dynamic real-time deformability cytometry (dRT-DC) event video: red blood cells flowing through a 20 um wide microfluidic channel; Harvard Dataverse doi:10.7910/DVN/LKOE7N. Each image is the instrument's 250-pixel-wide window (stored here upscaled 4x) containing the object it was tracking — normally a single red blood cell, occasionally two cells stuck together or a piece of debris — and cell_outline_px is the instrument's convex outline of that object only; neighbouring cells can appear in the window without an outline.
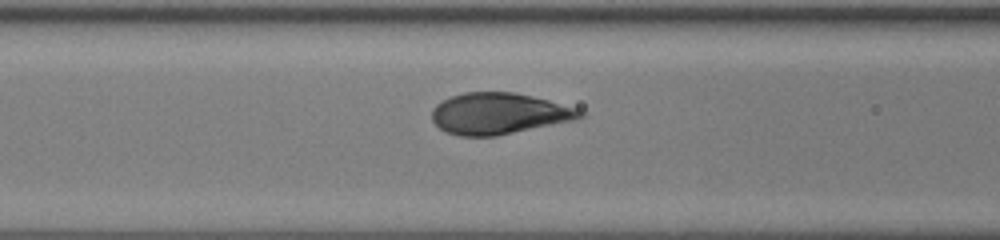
{"species": "human", "species_latin": "Homo sapiens", "temperature_condition": "room temperature", "stored_images_in_passage": 11, "camera_frame_rate_fps": 3000, "um_per_image_px": 0.085, "donor": {"sex": "female"}, "frame": {"image": 1, "passage_image": 7, "time_ms": 2.0, "image_size_px": [1000, 240], "cell_outline_px": [[584, 116], [576, 120], [496, 136], [460, 136], [444, 132], [432, 120], [432, 108], [436, 104], [452, 96], [464, 92], [512, 92], [532, 96], [548, 100], [576, 108], [584, 112]], "centroid_in_image_um": [42.39, 9.66], "position_along_channel_um": 124.2, "area_um2": 35.6}}
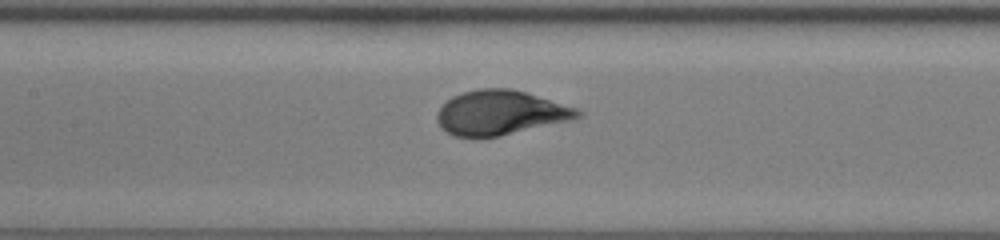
{"frame": {"image": 2, "passage_image": 10, "time_ms": 3.0, "image_size_px": [1000, 240], "cell_outline_px": [[584, 112], [580, 116], [572, 120], [500, 136], [452, 136], [440, 128], [436, 120], [436, 112], [452, 96], [464, 92], [480, 88], [512, 88], [576, 108]], "centroid_in_image_um": [42.51, 9.58], "position_along_channel_um": 164.9, "area_um2": 36.3}}